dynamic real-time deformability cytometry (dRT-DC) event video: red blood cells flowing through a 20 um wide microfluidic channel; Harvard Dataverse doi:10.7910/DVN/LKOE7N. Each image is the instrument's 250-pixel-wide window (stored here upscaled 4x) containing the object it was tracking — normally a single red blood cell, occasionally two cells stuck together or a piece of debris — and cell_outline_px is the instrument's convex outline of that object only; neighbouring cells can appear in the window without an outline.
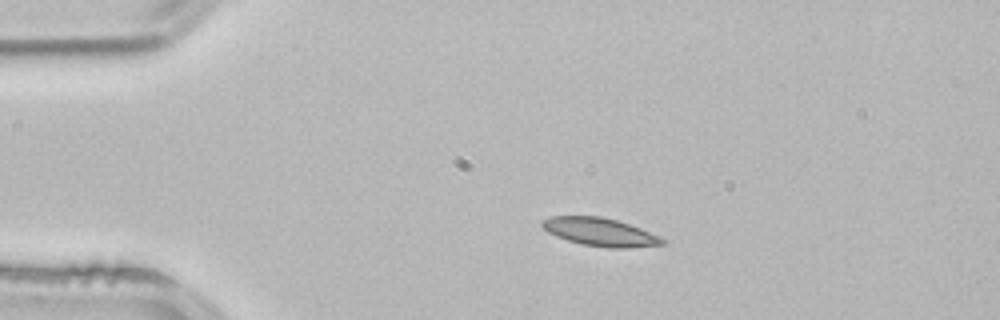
{"species": "common noctule bat (a hibernating species)", "species_latin": "Nyctalus noctula", "temperature_condition": "room temperature", "stored_images_in_passage": 2, "camera_frame_rate_fps": 3000, "um_per_image_px": 0.085, "animal": {"sex": "male", "body_mass_g": 21.5, "forearm_length_mm": 52.0}, "frame": {"image": 1, "passage_image": 1, "time_ms": 0.0, "image_size_px": [1000, 320], "cell_outline_px": [[664, 244], [628, 248], [608, 248], [584, 244], [568, 240], [556, 236], [548, 232], [540, 224], [540, 220], [552, 216], [600, 216], [616, 220], [640, 228], [660, 236], [664, 240]], "centroid_in_image_um": [50.98, 19.71], "position_along_channel_um": 34.0, "area_um2": 19.54}}